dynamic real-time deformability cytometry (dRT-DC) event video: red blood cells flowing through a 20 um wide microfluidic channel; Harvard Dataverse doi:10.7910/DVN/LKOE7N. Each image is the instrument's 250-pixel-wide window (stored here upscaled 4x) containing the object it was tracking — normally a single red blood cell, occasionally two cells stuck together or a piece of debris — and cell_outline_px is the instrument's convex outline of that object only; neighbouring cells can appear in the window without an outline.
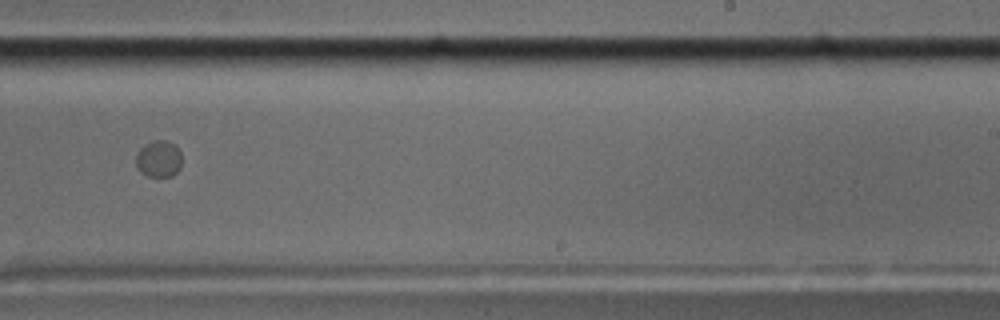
{"species": "common noctule bat (a hibernating species)", "species_latin": "Nyctalus noctula", "temperature_condition": "cold", "stored_images_in_passage": 12, "camera_frame_rate_fps": 3000, "um_per_image_px": 0.085, "animal": {"sex": "male", "body_mass_g": 17.5, "forearm_length_mm": 52.3}, "frame": {"image": 1, "passage_image": 9, "time_ms": 10.333, "image_size_px": [1000, 320], "cell_outline_px": [[180, 168], [172, 176], [148, 176], [140, 172], [136, 168], [136, 152], [144, 144], [152, 140], [168, 140], [176, 144], [180, 152]], "centroid_in_image_um": [13.47, 13.47], "position_along_channel_um": 275.5, "area_um2": 10.0}, "authors_computed_cell_mechanics": {"area_um2": 16.9354, "velocity_mm_per_s": 3.4971, "shape_relaxation_time_tau1_ms": null, "shape_relaxation_time_tau2_ms": 2.4117, "deformation_change_tau1": null, "deformation_change_tau2": null}}